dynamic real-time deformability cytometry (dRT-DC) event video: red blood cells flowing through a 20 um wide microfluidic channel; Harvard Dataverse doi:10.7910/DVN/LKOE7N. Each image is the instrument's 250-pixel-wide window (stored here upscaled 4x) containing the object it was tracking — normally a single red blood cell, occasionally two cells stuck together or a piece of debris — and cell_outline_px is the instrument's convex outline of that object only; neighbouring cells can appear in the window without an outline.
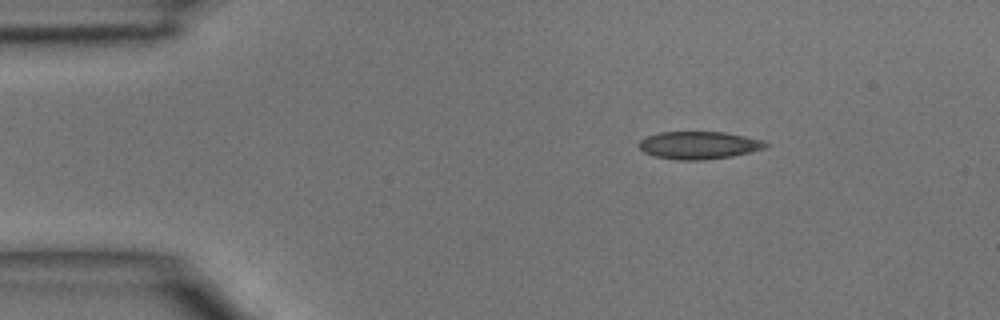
{"species": "common noctule bat (a hibernating species)", "species_latin": "Nyctalus noctula", "temperature_condition": "room temperature", "stored_images_in_passage": 40, "camera_frame_rate_fps": 3000, "um_per_image_px": 0.085, "animal": {"sex": "male", "body_mass_g": 15.6}, "frame": {"image": 1, "passage_image": 1, "time_ms": 0.0, "image_size_px": [1000, 320], "cell_outline_px": [[768, 148], [732, 156], [700, 160], [680, 160], [656, 156], [644, 152], [636, 144], [640, 140], [648, 136], [660, 132], [724, 132], [764, 140], [768, 144]], "centroid_in_image_um": [59.43, 12.34], "position_along_channel_um": 25.6, "area_um2": 20.35}}
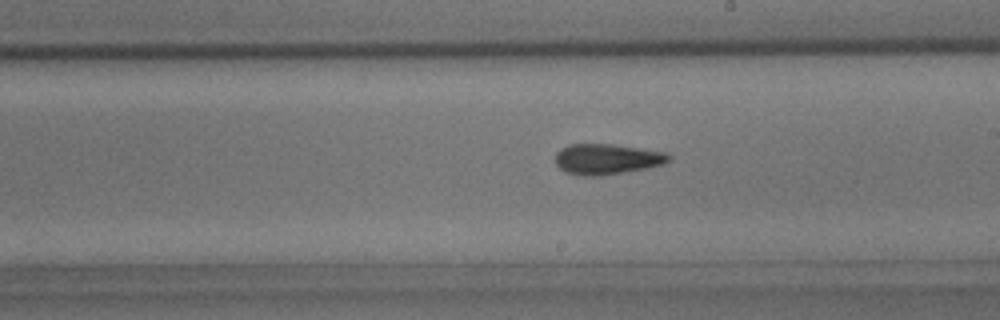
{"frame": {"image": 2, "passage_image": 20, "time_ms": 6.333, "image_size_px": [1000, 320], "cell_outline_px": [[672, 160], [664, 164], [648, 168], [600, 176], [580, 176], [564, 172], [556, 164], [556, 152], [560, 148], [568, 144], [612, 144], [664, 152], [672, 156]], "centroid_in_image_um": [51.58, 13.53], "position_along_channel_um": 237.4, "area_um2": 20.4}}
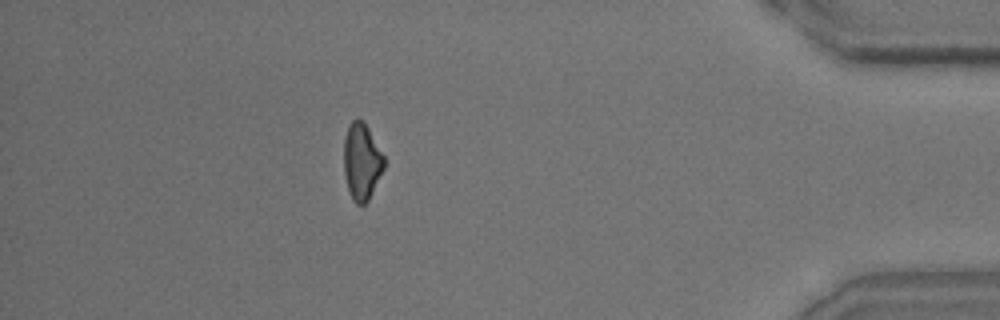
{"frame": {"image": 3, "passage_image": 35, "time_ms": 11.333, "image_size_px": [1000, 320], "cell_outline_px": [[384, 168], [368, 200], [364, 204], [356, 204], [352, 200], [348, 188], [344, 172], [344, 136], [348, 124], [352, 120], [364, 120], [384, 156]], "centroid_in_image_um": [30.73, 13.7], "position_along_channel_um": 404.5, "area_um2": 17.92}}